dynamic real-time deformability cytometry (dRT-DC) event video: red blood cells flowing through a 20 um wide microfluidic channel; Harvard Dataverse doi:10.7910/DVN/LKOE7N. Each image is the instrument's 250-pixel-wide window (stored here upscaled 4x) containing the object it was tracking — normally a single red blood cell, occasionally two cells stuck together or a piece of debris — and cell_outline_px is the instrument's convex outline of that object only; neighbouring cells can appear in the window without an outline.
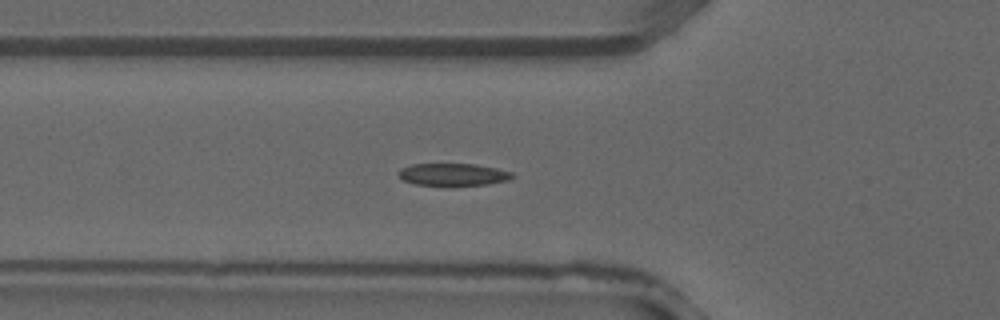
{"species": "common noctule bat (a hibernating species)", "species_latin": "Nyctalus noctula", "temperature_condition": "warm", "stored_images_in_passage": 28, "camera_frame_rate_fps": 3000, "um_per_image_px": 0.085, "animal": {"sex": "male", "forearm_length_mm": 52.5}, "frame": {"image": 1, "passage_image": 2, "time_ms": 0.333, "image_size_px": [1000, 320], "cell_outline_px": [[516, 176], [508, 180], [488, 184], [452, 188], [448, 188], [416, 184], [404, 180], [396, 172], [400, 168], [412, 164], [476, 164], [496, 168], [512, 172]], "centroid_in_image_um": [38.52, 14.87], "position_along_channel_um": 87.3, "area_um2": 15.55}}
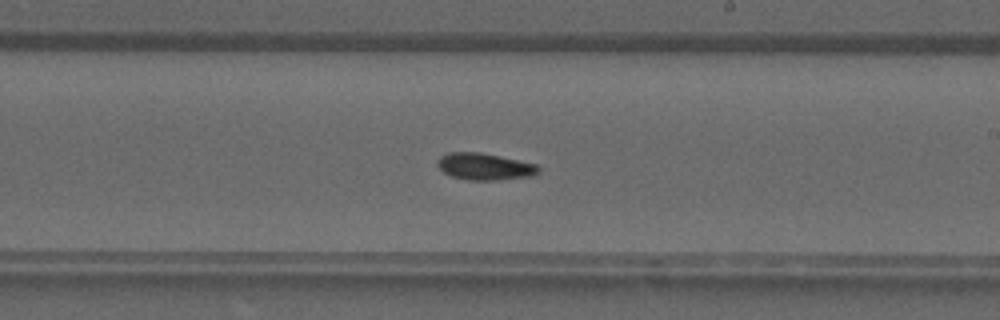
{"frame": {"image": 2, "passage_image": 11, "time_ms": 3.333, "image_size_px": [1000, 320], "cell_outline_px": [[540, 172], [528, 176], [496, 180], [468, 180], [452, 176], [444, 172], [436, 164], [436, 160], [440, 156], [448, 152], [480, 152], [500, 156], [536, 164], [540, 168]], "centroid_in_image_um": [41.16, 14.14], "position_along_channel_um": 247.8, "area_um2": 15.72}}
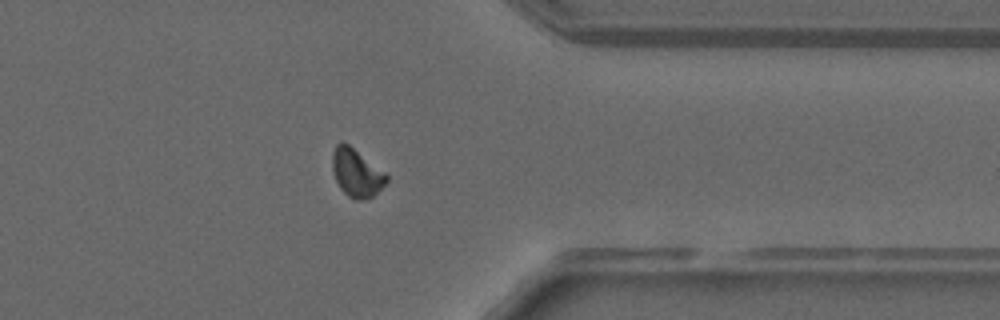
{"frame": {"image": 3, "passage_image": 19, "time_ms": 6.0, "image_size_px": [1000, 320], "cell_outline_px": [[388, 180], [372, 196], [360, 200], [356, 200], [348, 196], [340, 188], [332, 172], [332, 152], [336, 144], [348, 144], [384, 172], [388, 176]], "centroid_in_image_um": [30.27, 14.7], "position_along_channel_um": 381.1, "area_um2": 14.74}}